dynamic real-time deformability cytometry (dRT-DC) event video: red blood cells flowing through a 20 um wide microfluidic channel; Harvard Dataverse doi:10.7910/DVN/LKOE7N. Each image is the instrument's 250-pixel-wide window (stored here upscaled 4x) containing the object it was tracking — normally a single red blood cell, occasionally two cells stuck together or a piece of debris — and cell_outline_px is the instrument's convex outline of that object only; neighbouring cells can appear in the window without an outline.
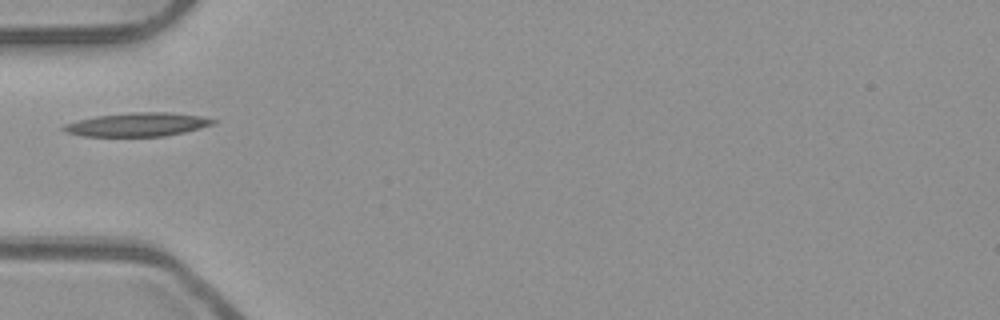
{"species": "common noctule bat (a hibernating species)", "species_latin": "Nyctalus noctula", "temperature_condition": "room temperature", "stored_images_in_passage": 4, "camera_frame_rate_fps": 3000, "um_per_image_px": 0.085, "animal": {"sex": "male", "body_mass_g": 23.1, "forearm_length_mm": 52.7}, "frame": {"image": 1, "passage_image": 1, "time_ms": 0.0, "image_size_px": [1000, 320], "cell_outline_px": [[216, 120], [212, 124], [184, 132], [164, 136], [84, 136], [64, 132], [60, 128], [64, 124], [96, 116], [132, 112], [168, 112], [200, 116]], "centroid_in_image_um": [11.63, 10.58], "position_along_channel_um": 73.4, "area_um2": 20.35}}
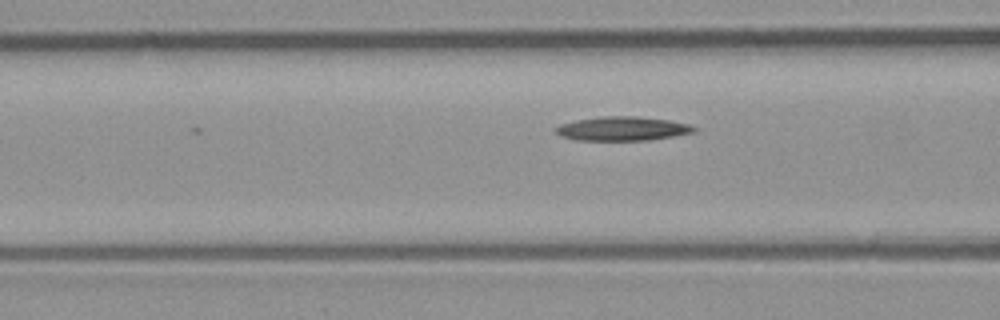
{"frame": {"image": 2, "passage_image": 4, "time_ms": 1.0, "image_size_px": [1000, 320], "cell_outline_px": [[696, 128], [692, 132], [672, 136], [648, 140], [576, 140], [560, 136], [552, 128], [560, 124], [576, 120], [600, 116], [636, 116], [668, 120], [688, 124]], "centroid_in_image_um": [52.82, 10.93], "position_along_channel_um": 113.8, "area_um2": 19.25}}